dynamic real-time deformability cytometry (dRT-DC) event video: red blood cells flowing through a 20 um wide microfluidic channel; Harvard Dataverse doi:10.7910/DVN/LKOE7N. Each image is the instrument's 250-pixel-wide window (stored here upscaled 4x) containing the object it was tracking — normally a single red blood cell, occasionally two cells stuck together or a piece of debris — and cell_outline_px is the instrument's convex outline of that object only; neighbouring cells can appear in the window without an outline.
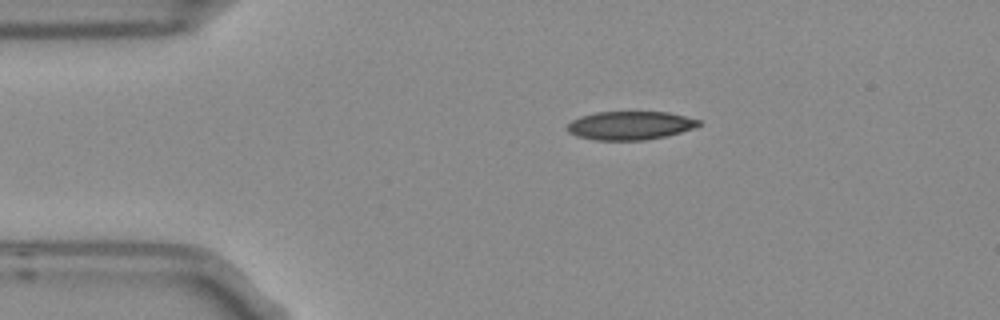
{"species": "Egyptian fruit bat (a non-hibernating species)", "species_latin": "Rousettus aegyptiacus", "temperature_condition": "room temperature", "stored_images_in_passage": 2, "camera_frame_rate_fps": 3000, "um_per_image_px": 0.085, "frame": {"image": 1, "passage_image": 1, "time_ms": 0.0, "image_size_px": [1000, 320], "cell_outline_px": [[700, 124], [692, 128], [680, 132], [664, 136], [644, 140], [596, 140], [576, 136], [568, 132], [564, 128], [572, 120], [580, 116], [596, 112], [668, 112], [700, 120]], "centroid_in_image_um": [53.49, 10.66], "position_along_channel_um": 31.5, "area_um2": 21.73}}